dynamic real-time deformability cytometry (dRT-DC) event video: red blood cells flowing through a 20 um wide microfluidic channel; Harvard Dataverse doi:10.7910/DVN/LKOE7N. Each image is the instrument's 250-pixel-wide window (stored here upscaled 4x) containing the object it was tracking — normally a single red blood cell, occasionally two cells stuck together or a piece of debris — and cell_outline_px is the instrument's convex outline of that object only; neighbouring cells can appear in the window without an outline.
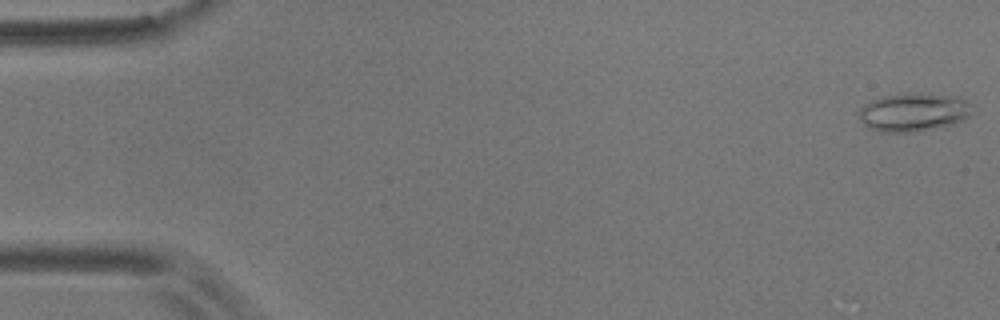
{"species": "common noctule bat (a hibernating species)", "species_latin": "Nyctalus noctula", "temperature_condition": "room temperature", "stored_images_in_passage": 27, "camera_frame_rate_fps": 3000, "um_per_image_px": 0.085, "animal": {"sex": "male", "body_mass_g": 17.9}, "frame": {"image": 1, "passage_image": 1, "time_ms": 0.0, "image_size_px": [1000, 320], "cell_outline_px": [[972, 104], [968, 116], [964, 120], [956, 124], [912, 132], [880, 132], [868, 128], [860, 120], [856, 112], [864, 104], [872, 100], [884, 96], [960, 96], [968, 100]], "centroid_in_image_um": [77.63, 9.59], "position_along_channel_um": 7.4, "area_um2": 24.68}}
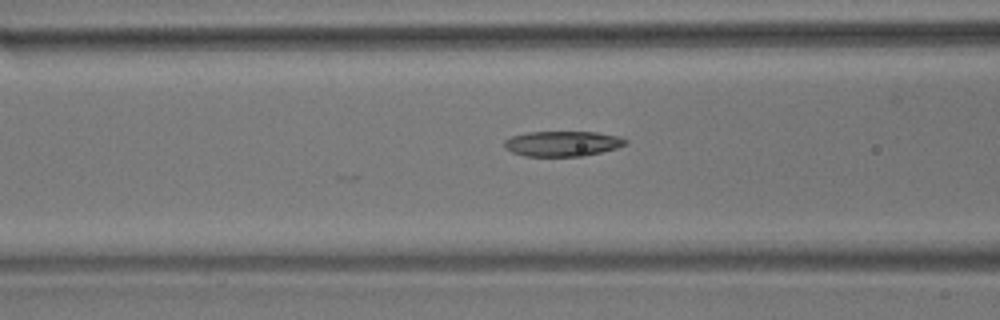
{"frame": {"image": 2, "passage_image": 22, "time_ms": 7.0, "image_size_px": [1000, 320], "cell_outline_px": [[628, 140], [624, 144], [616, 148], [584, 156], [524, 156], [512, 152], [504, 148], [504, 140], [512, 136], [528, 132], [596, 132], [620, 136]], "centroid_in_image_um": [47.79, 12.21], "position_along_channel_um": 118.8, "area_um2": 17.8}}
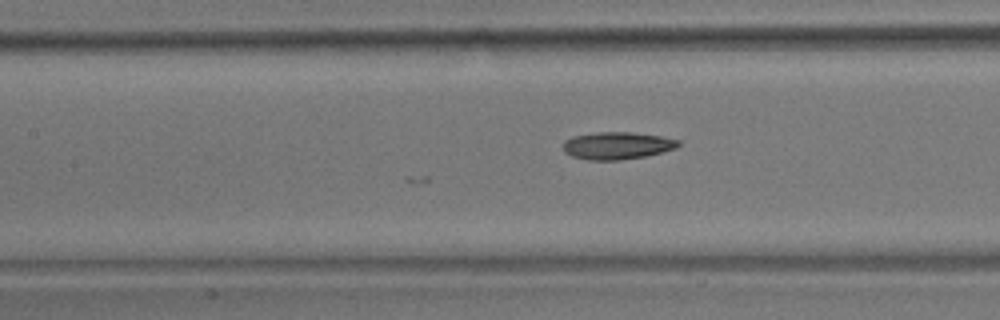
{"frame": {"image": 3, "passage_image": 25, "time_ms": 8.0, "image_size_px": [1000, 320], "cell_outline_px": [[680, 144], [676, 148], [644, 156], [616, 160], [588, 160], [572, 156], [564, 152], [564, 140], [572, 136], [600, 132], [632, 132], [660, 136], [680, 140]], "centroid_in_image_um": [52.44, 12.37], "position_along_channel_um": 155.0, "area_um2": 18.21}}